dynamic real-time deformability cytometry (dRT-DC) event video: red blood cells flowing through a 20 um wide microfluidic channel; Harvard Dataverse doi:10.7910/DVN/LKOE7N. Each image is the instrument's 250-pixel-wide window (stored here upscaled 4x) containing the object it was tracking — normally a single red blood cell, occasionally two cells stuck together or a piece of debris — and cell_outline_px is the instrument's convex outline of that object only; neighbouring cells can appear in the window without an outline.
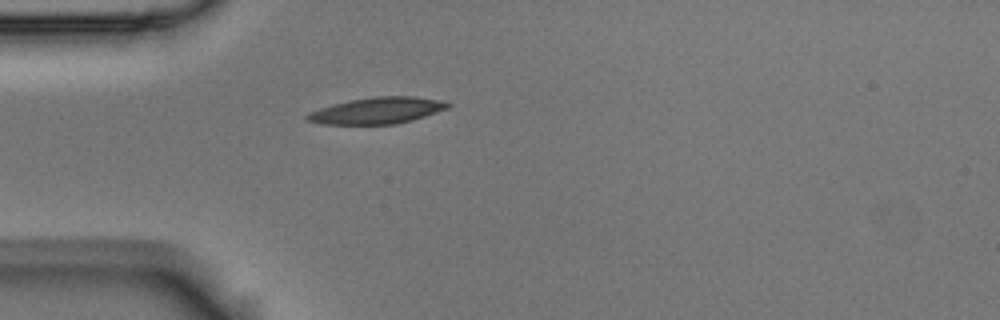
{"species": "Egyptian fruit bat (a non-hibernating species)", "species_latin": "Rousettus aegyptiacus", "temperature_condition": "room temperature", "stored_images_in_passage": 1, "camera_frame_rate_fps": 3000, "um_per_image_px": 0.085, "animal": {"sex": "male"}, "frame": {"image": 1, "passage_image": 1, "time_ms": 0.0, "image_size_px": [1000, 320], "cell_outline_px": [[452, 104], [448, 108], [412, 120], [396, 124], [320, 124], [308, 120], [304, 116], [308, 112], [332, 104], [352, 100], [376, 96], [412, 96], [436, 100]], "centroid_in_image_um": [32.01, 9.4], "position_along_channel_um": 53.0, "area_um2": 21.39}}